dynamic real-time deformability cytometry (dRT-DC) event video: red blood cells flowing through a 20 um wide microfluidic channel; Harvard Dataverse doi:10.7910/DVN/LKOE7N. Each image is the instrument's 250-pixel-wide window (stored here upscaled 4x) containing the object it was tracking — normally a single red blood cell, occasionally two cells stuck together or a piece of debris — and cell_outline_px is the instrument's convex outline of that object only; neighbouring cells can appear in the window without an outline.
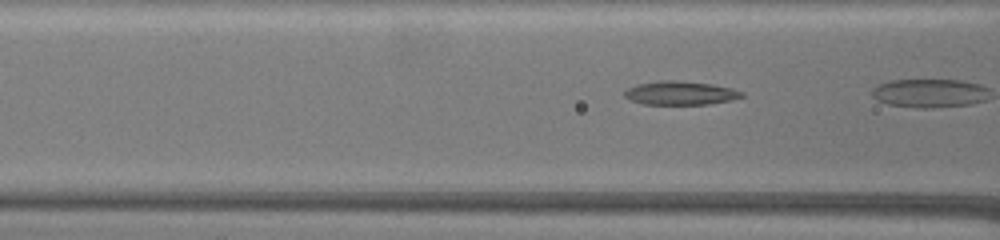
{"species": "common noctule bat (a hibernating species)", "species_latin": "Nyctalus noctula", "temperature_condition": "warm", "stored_images_in_passage": 5, "camera_frame_rate_fps": 3000, "um_per_image_px": 0.085, "animal": {"sex": "female", "body_mass_g": 19.5, "forearm_length_mm": 54.1}, "frame": {"image": 1, "passage_image": 4, "time_ms": 1.0, "image_size_px": [1000, 240], "cell_outline_px": [[744, 96], [732, 100], [708, 104], [644, 104], [632, 100], [624, 96], [624, 92], [628, 88], [640, 84], [660, 80], [672, 80], [712, 84], [732, 88], [744, 92]], "centroid_in_image_um": [57.87, 7.91], "position_along_channel_um": 108.7, "area_um2": 16.01}}